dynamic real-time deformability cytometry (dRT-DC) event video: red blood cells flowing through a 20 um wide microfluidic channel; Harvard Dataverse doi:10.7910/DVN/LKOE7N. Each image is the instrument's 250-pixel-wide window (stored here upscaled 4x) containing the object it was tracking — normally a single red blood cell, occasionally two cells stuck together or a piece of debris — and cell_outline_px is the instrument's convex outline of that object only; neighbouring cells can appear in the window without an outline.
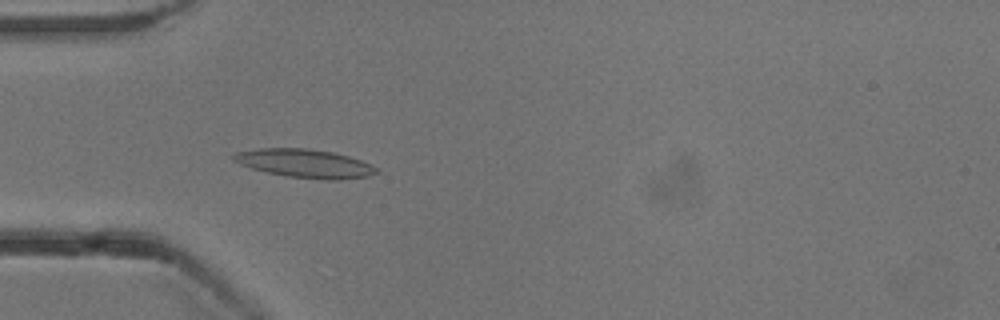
{"species": "common noctule bat (a hibernating species)", "species_latin": "Nyctalus noctula", "temperature_condition": "cold", "stored_images_in_passage": 41, "camera_frame_rate_fps": 3000, "um_per_image_px": 0.085, "animal": {"sex": "male", "body_mass_g": 13.3}, "frame": {"image": 1, "passage_image": 4, "time_ms": 1.0, "image_size_px": [1000, 320], "cell_outline_px": [[380, 172], [368, 176], [340, 180], [328, 180], [288, 176], [268, 172], [252, 168], [240, 164], [232, 160], [232, 156], [236, 152], [260, 148], [308, 148], [332, 152], [348, 156], [372, 164]], "centroid_in_image_um": [25.93, 13.89], "position_along_channel_um": 59.1, "area_um2": 23.64}}
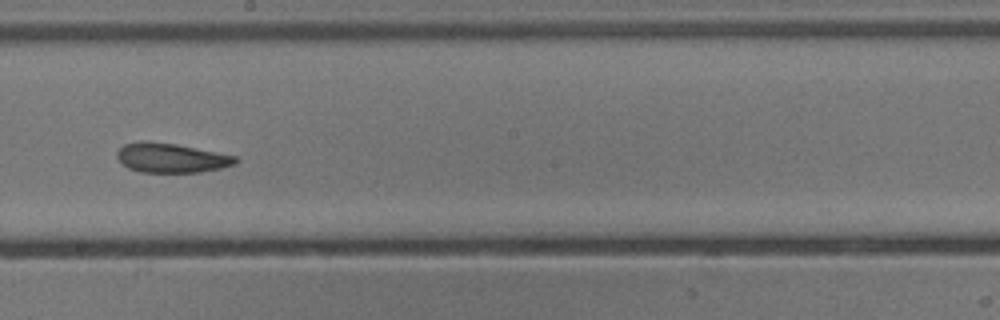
{"frame": {"image": 2, "passage_image": 18, "time_ms": 5.667, "image_size_px": [1000, 320], "cell_outline_px": [[240, 160], [236, 164], [220, 168], [200, 172], [140, 172], [128, 168], [116, 156], [116, 152], [124, 144], [140, 140], [144, 140], [176, 144], [236, 156]], "centroid_in_image_um": [14.55, 13.41], "position_along_channel_um": 233.7, "area_um2": 20.35}}
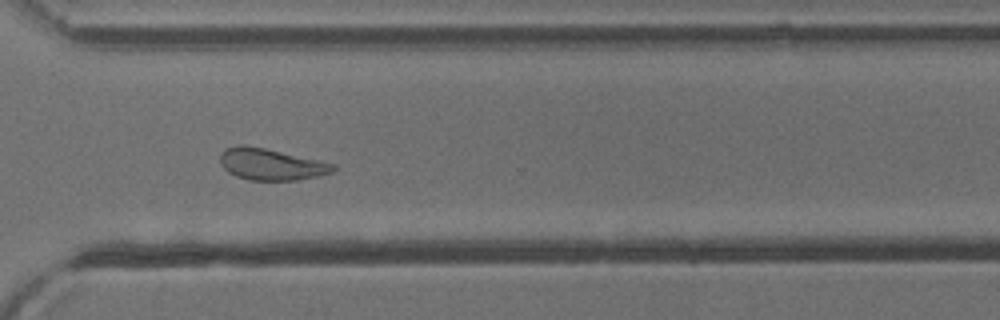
{"frame": {"image": 3, "passage_image": 27, "time_ms": 8.667, "image_size_px": [1000, 320], "cell_outline_px": [[336, 168], [332, 172], [320, 176], [296, 180], [248, 180], [236, 176], [228, 172], [220, 164], [220, 152], [224, 148], [240, 144], [244, 144], [264, 148], [336, 164]], "centroid_in_image_um": [23.01, 13.96], "position_along_channel_um": 347.6, "area_um2": 20.87}, "authors_computed_cell_mechanics": {"area_um2": 21.675, "velocity_mm_per_s": 3.8031, "shape_relaxation_time_tau1_ms": 4.4546, "shape_relaxation_time_tau2_ms": 2.4052, "deformation_change_tau1": 0.1135, "deformation_change_tau2": 0.0914}}